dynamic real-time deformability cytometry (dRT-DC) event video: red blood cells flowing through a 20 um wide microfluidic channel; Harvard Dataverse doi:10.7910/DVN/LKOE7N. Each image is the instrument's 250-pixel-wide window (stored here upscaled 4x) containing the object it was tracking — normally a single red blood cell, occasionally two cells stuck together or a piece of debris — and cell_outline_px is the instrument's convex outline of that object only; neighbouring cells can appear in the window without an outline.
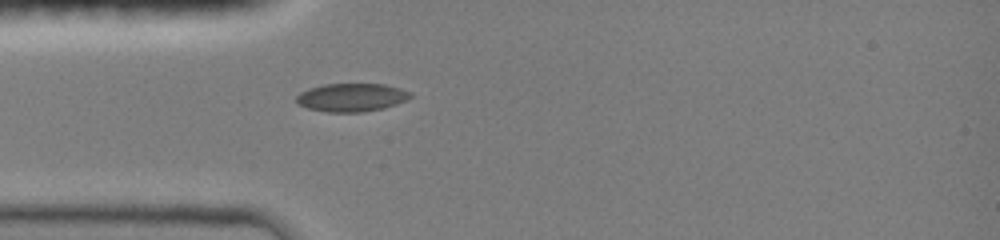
{"species": "common noctule bat (a hibernating species)", "species_latin": "Nyctalus noctula", "temperature_condition": "room temperature", "stored_images_in_passage": 29, "camera_frame_rate_fps": 3000, "um_per_image_px": 0.085, "animal": {"sex": "female", "body_mass_g": 19.0, "forearm_length_mm": 51.5}, "frame": {"image": 1, "passage_image": 1, "time_ms": 0.0, "image_size_px": [1000, 240], "cell_outline_px": [[412, 96], [396, 104], [384, 108], [360, 112], [328, 112], [308, 108], [296, 104], [296, 96], [300, 92], [308, 88], [324, 84], [384, 84], [400, 88], [412, 92]], "centroid_in_image_um": [29.85, 8.27], "position_along_channel_um": 55.1, "area_um2": 18.79}}
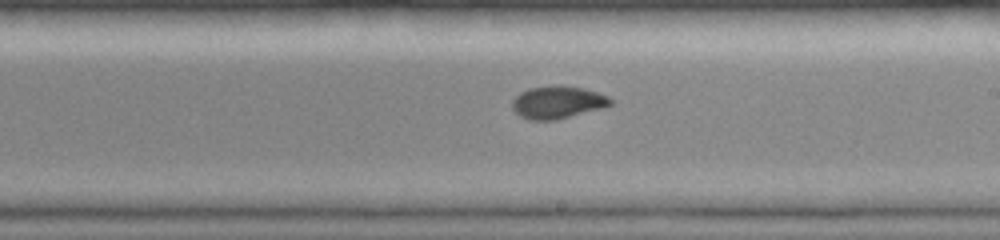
{"frame": {"image": 2, "passage_image": 15, "time_ms": 4.667, "image_size_px": [1000, 240], "cell_outline_px": [[612, 104], [600, 108], [556, 120], [528, 120], [520, 116], [512, 108], [512, 100], [520, 92], [528, 88], [556, 84], [584, 88], [608, 96], [612, 100]], "centroid_in_image_um": [47.36, 8.68], "position_along_channel_um": 241.6, "area_um2": 18.67}}
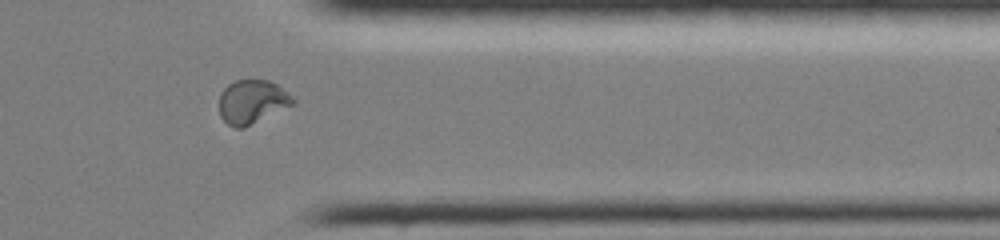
{"frame": {"image": 3, "passage_image": 26, "time_ms": 8.333, "image_size_px": [1000, 240], "cell_outline_px": [[296, 100], [292, 104], [244, 128], [232, 128], [220, 116], [220, 92], [228, 84], [236, 80], [268, 80], [276, 84], [288, 92]], "centroid_in_image_um": [21.4, 8.65], "position_along_channel_um": 390.0, "area_um2": 18.61}}